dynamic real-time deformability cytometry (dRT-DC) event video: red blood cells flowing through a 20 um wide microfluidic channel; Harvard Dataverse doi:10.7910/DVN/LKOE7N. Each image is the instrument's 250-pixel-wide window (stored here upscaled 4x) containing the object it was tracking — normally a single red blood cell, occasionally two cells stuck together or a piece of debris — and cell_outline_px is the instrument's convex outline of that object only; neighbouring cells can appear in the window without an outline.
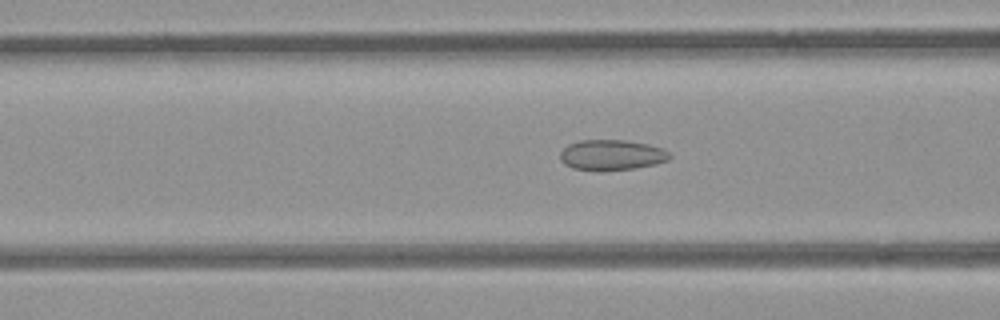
{"species": "common noctule bat (a hibernating species)", "species_latin": "Nyctalus noctula", "temperature_condition": "room temperature", "stored_images_in_passage": 47, "camera_frame_rate_fps": 3000, "um_per_image_px": 0.085, "animal": {"sex": "female", "body_mass_g": 21.9}, "frame": {"image": 1, "passage_image": 21, "time_ms": 6.667, "image_size_px": [1000, 320], "cell_outline_px": [[672, 156], [668, 160], [656, 164], [636, 168], [600, 172], [596, 172], [572, 168], [564, 164], [560, 160], [560, 152], [568, 144], [580, 140], [624, 140], [648, 144], [664, 148]], "centroid_in_image_um": [51.98, 13.19], "position_along_channel_um": 114.6, "area_um2": 19.88}}
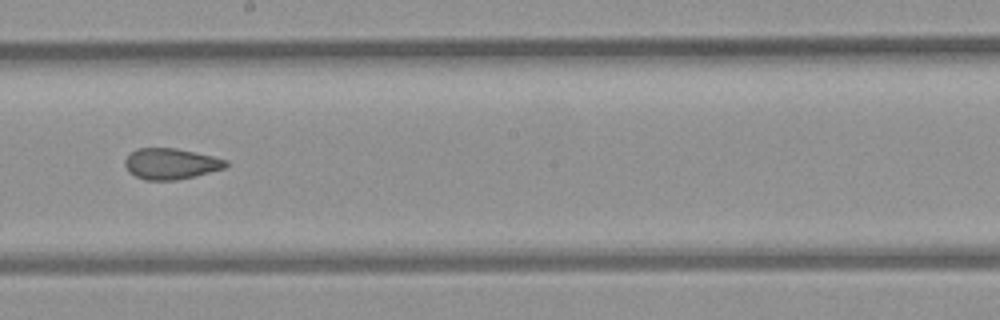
{"frame": {"image": 2, "passage_image": 30, "time_ms": 9.667, "image_size_px": [1000, 320], "cell_outline_px": [[228, 168], [196, 176], [176, 180], [144, 180], [128, 172], [124, 164], [124, 160], [136, 148], [176, 148], [212, 156], [228, 160]], "centroid_in_image_um": [14.55, 13.93], "position_along_channel_um": 233.7, "area_um2": 18.38}}
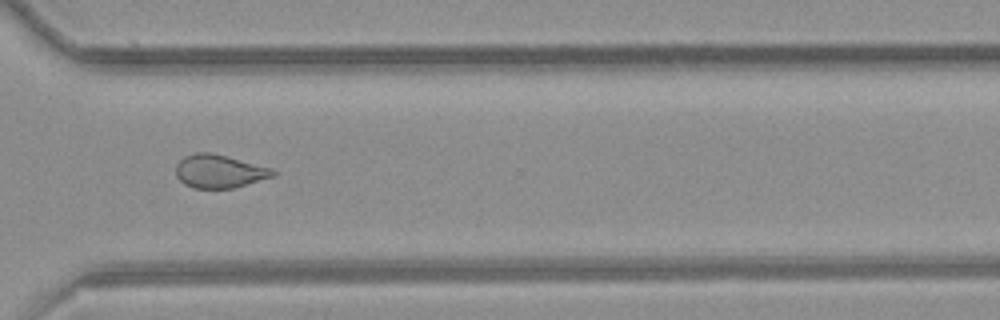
{"frame": {"image": 3, "passage_image": 39, "time_ms": 12.667, "image_size_px": [1000, 320], "cell_outline_px": [[276, 176], [232, 188], [192, 188], [184, 184], [176, 176], [176, 164], [184, 156], [196, 152], [212, 152], [272, 168], [276, 172]], "centroid_in_image_um": [18.63, 14.55], "position_along_channel_um": 352.0, "area_um2": 18.9}}